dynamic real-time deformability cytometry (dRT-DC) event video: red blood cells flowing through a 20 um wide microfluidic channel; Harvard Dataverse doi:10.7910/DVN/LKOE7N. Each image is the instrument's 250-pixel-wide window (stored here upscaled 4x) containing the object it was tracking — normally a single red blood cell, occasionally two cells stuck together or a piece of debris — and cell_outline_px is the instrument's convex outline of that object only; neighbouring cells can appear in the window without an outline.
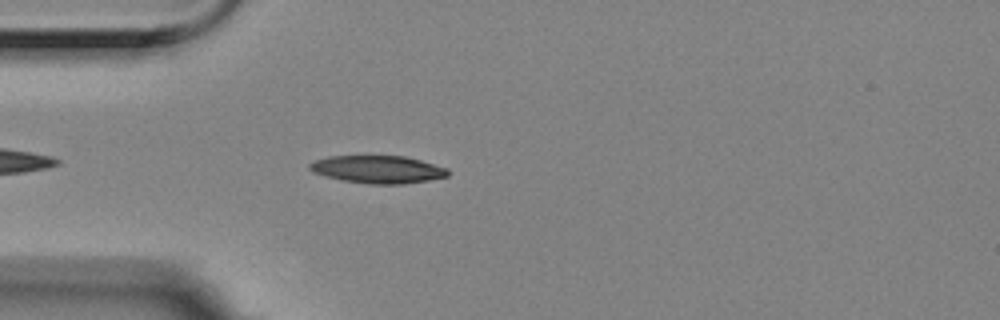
{"species": "Egyptian fruit bat (a non-hibernating species)", "species_latin": "Rousettus aegyptiacus", "temperature_condition": "room temperature", "stored_images_in_passage": 3, "camera_frame_rate_fps": 3000, "um_per_image_px": 0.085, "animal": {"sex": "female"}, "frame": {"image": 1, "passage_image": 3, "time_ms": 0.667, "image_size_px": [1000, 320], "cell_outline_px": [[448, 176], [428, 180], [404, 184], [368, 184], [340, 180], [312, 172], [308, 168], [308, 164], [316, 160], [328, 156], [404, 156], [420, 160], [448, 168]], "centroid_in_image_um": [32.09, 14.4], "position_along_channel_um": 52.9, "area_um2": 22.31}}